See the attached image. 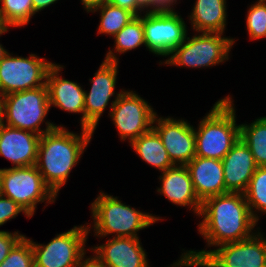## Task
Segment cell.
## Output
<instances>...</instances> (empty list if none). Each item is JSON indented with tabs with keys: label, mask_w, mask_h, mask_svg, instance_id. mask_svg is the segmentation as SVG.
I'll list each match as a JSON object with an SVG mask.
<instances>
[{
	"label": "cell",
	"mask_w": 266,
	"mask_h": 267,
	"mask_svg": "<svg viewBox=\"0 0 266 267\" xmlns=\"http://www.w3.org/2000/svg\"><path fill=\"white\" fill-rule=\"evenodd\" d=\"M198 217L203 218L198 232L208 248L248 239L258 231L244 193L227 192L207 198Z\"/></svg>",
	"instance_id": "1"
},
{
	"label": "cell",
	"mask_w": 266,
	"mask_h": 267,
	"mask_svg": "<svg viewBox=\"0 0 266 267\" xmlns=\"http://www.w3.org/2000/svg\"><path fill=\"white\" fill-rule=\"evenodd\" d=\"M93 135L86 128L81 127V133H76L58 126L40 137L36 167L57 196Z\"/></svg>",
	"instance_id": "2"
},
{
	"label": "cell",
	"mask_w": 266,
	"mask_h": 267,
	"mask_svg": "<svg viewBox=\"0 0 266 267\" xmlns=\"http://www.w3.org/2000/svg\"><path fill=\"white\" fill-rule=\"evenodd\" d=\"M118 199L101 191L91 203L93 222L91 221L92 225L87 223V226L89 230L92 228L95 237L101 239L112 235V237L139 238L140 230L163 220L155 214L137 210Z\"/></svg>",
	"instance_id": "3"
},
{
	"label": "cell",
	"mask_w": 266,
	"mask_h": 267,
	"mask_svg": "<svg viewBox=\"0 0 266 267\" xmlns=\"http://www.w3.org/2000/svg\"><path fill=\"white\" fill-rule=\"evenodd\" d=\"M228 95L217 100L194 127L196 157L222 160L240 139L234 100Z\"/></svg>",
	"instance_id": "4"
},
{
	"label": "cell",
	"mask_w": 266,
	"mask_h": 267,
	"mask_svg": "<svg viewBox=\"0 0 266 267\" xmlns=\"http://www.w3.org/2000/svg\"><path fill=\"white\" fill-rule=\"evenodd\" d=\"M250 238L210 250H184L168 267H266V238L259 230Z\"/></svg>",
	"instance_id": "5"
},
{
	"label": "cell",
	"mask_w": 266,
	"mask_h": 267,
	"mask_svg": "<svg viewBox=\"0 0 266 267\" xmlns=\"http://www.w3.org/2000/svg\"><path fill=\"white\" fill-rule=\"evenodd\" d=\"M50 109L47 86L14 92L3 96V124L42 136L63 126L46 121V127L41 129Z\"/></svg>",
	"instance_id": "6"
},
{
	"label": "cell",
	"mask_w": 266,
	"mask_h": 267,
	"mask_svg": "<svg viewBox=\"0 0 266 267\" xmlns=\"http://www.w3.org/2000/svg\"><path fill=\"white\" fill-rule=\"evenodd\" d=\"M235 41L221 33L196 32L192 37H188L187 33L184 42L166 60L160 61L159 65L195 69L213 67L229 60Z\"/></svg>",
	"instance_id": "7"
},
{
	"label": "cell",
	"mask_w": 266,
	"mask_h": 267,
	"mask_svg": "<svg viewBox=\"0 0 266 267\" xmlns=\"http://www.w3.org/2000/svg\"><path fill=\"white\" fill-rule=\"evenodd\" d=\"M2 195L11 198L32 217L38 203H55L57 195L45 183L36 165L1 169Z\"/></svg>",
	"instance_id": "8"
},
{
	"label": "cell",
	"mask_w": 266,
	"mask_h": 267,
	"mask_svg": "<svg viewBox=\"0 0 266 267\" xmlns=\"http://www.w3.org/2000/svg\"><path fill=\"white\" fill-rule=\"evenodd\" d=\"M74 226L66 232L56 234L47 244L31 241L34 267H76L86 257V242L91 233L88 226Z\"/></svg>",
	"instance_id": "9"
},
{
	"label": "cell",
	"mask_w": 266,
	"mask_h": 267,
	"mask_svg": "<svg viewBox=\"0 0 266 267\" xmlns=\"http://www.w3.org/2000/svg\"><path fill=\"white\" fill-rule=\"evenodd\" d=\"M110 105L108 115L121 141L128 140L130 144L153 128L157 112L135 91L124 90L116 100L111 101Z\"/></svg>",
	"instance_id": "10"
},
{
	"label": "cell",
	"mask_w": 266,
	"mask_h": 267,
	"mask_svg": "<svg viewBox=\"0 0 266 267\" xmlns=\"http://www.w3.org/2000/svg\"><path fill=\"white\" fill-rule=\"evenodd\" d=\"M12 55L7 52L0 61L1 96L46 86L47 73L53 62L31 53L26 58Z\"/></svg>",
	"instance_id": "11"
},
{
	"label": "cell",
	"mask_w": 266,
	"mask_h": 267,
	"mask_svg": "<svg viewBox=\"0 0 266 267\" xmlns=\"http://www.w3.org/2000/svg\"><path fill=\"white\" fill-rule=\"evenodd\" d=\"M145 47L156 56L168 57L184 42L186 22L178 12H144Z\"/></svg>",
	"instance_id": "12"
},
{
	"label": "cell",
	"mask_w": 266,
	"mask_h": 267,
	"mask_svg": "<svg viewBox=\"0 0 266 267\" xmlns=\"http://www.w3.org/2000/svg\"><path fill=\"white\" fill-rule=\"evenodd\" d=\"M119 62L102 61L94 77L90 78V91L85 90L84 113L85 128L95 132L100 118L109 105L111 97L116 100L124 91L115 93ZM116 94V95H115Z\"/></svg>",
	"instance_id": "13"
},
{
	"label": "cell",
	"mask_w": 266,
	"mask_h": 267,
	"mask_svg": "<svg viewBox=\"0 0 266 267\" xmlns=\"http://www.w3.org/2000/svg\"><path fill=\"white\" fill-rule=\"evenodd\" d=\"M153 129L157 132L174 165H187L196 156L195 131L188 120L156 114Z\"/></svg>",
	"instance_id": "14"
},
{
	"label": "cell",
	"mask_w": 266,
	"mask_h": 267,
	"mask_svg": "<svg viewBox=\"0 0 266 267\" xmlns=\"http://www.w3.org/2000/svg\"><path fill=\"white\" fill-rule=\"evenodd\" d=\"M139 239L111 237L105 244L88 249L103 267H150L147 252Z\"/></svg>",
	"instance_id": "15"
},
{
	"label": "cell",
	"mask_w": 266,
	"mask_h": 267,
	"mask_svg": "<svg viewBox=\"0 0 266 267\" xmlns=\"http://www.w3.org/2000/svg\"><path fill=\"white\" fill-rule=\"evenodd\" d=\"M64 66L54 63L48 70L46 86L50 107L59 108L65 112L81 114L80 125L85 128L84 96L85 89L74 81L59 75Z\"/></svg>",
	"instance_id": "16"
},
{
	"label": "cell",
	"mask_w": 266,
	"mask_h": 267,
	"mask_svg": "<svg viewBox=\"0 0 266 267\" xmlns=\"http://www.w3.org/2000/svg\"><path fill=\"white\" fill-rule=\"evenodd\" d=\"M40 135L2 124L0 156L11 161L13 168L36 165Z\"/></svg>",
	"instance_id": "17"
},
{
	"label": "cell",
	"mask_w": 266,
	"mask_h": 267,
	"mask_svg": "<svg viewBox=\"0 0 266 267\" xmlns=\"http://www.w3.org/2000/svg\"><path fill=\"white\" fill-rule=\"evenodd\" d=\"M161 174L158 178L161 185L157 188V193L174 205L188 206L194 215L199 216L202 202L195 193L188 168L185 165H174Z\"/></svg>",
	"instance_id": "18"
},
{
	"label": "cell",
	"mask_w": 266,
	"mask_h": 267,
	"mask_svg": "<svg viewBox=\"0 0 266 267\" xmlns=\"http://www.w3.org/2000/svg\"><path fill=\"white\" fill-rule=\"evenodd\" d=\"M222 163L226 190L244 193L258 167L249 147L239 139Z\"/></svg>",
	"instance_id": "19"
},
{
	"label": "cell",
	"mask_w": 266,
	"mask_h": 267,
	"mask_svg": "<svg viewBox=\"0 0 266 267\" xmlns=\"http://www.w3.org/2000/svg\"><path fill=\"white\" fill-rule=\"evenodd\" d=\"M186 167L189 170L198 199L227 193L222 160L196 157Z\"/></svg>",
	"instance_id": "20"
},
{
	"label": "cell",
	"mask_w": 266,
	"mask_h": 267,
	"mask_svg": "<svg viewBox=\"0 0 266 267\" xmlns=\"http://www.w3.org/2000/svg\"><path fill=\"white\" fill-rule=\"evenodd\" d=\"M226 4V0H196L188 16L192 30L223 34L228 16Z\"/></svg>",
	"instance_id": "21"
},
{
	"label": "cell",
	"mask_w": 266,
	"mask_h": 267,
	"mask_svg": "<svg viewBox=\"0 0 266 267\" xmlns=\"http://www.w3.org/2000/svg\"><path fill=\"white\" fill-rule=\"evenodd\" d=\"M130 146L142 161H145V163L158 169L160 172H164L174 166L161 138L153 128L132 141Z\"/></svg>",
	"instance_id": "22"
},
{
	"label": "cell",
	"mask_w": 266,
	"mask_h": 267,
	"mask_svg": "<svg viewBox=\"0 0 266 267\" xmlns=\"http://www.w3.org/2000/svg\"><path fill=\"white\" fill-rule=\"evenodd\" d=\"M113 38L114 49H109L105 54L104 60L106 61L119 62L117 57L119 54H124L143 45L145 46L143 14L133 18Z\"/></svg>",
	"instance_id": "23"
},
{
	"label": "cell",
	"mask_w": 266,
	"mask_h": 267,
	"mask_svg": "<svg viewBox=\"0 0 266 267\" xmlns=\"http://www.w3.org/2000/svg\"><path fill=\"white\" fill-rule=\"evenodd\" d=\"M240 140L250 149L258 167H266V116L240 124Z\"/></svg>",
	"instance_id": "24"
},
{
	"label": "cell",
	"mask_w": 266,
	"mask_h": 267,
	"mask_svg": "<svg viewBox=\"0 0 266 267\" xmlns=\"http://www.w3.org/2000/svg\"><path fill=\"white\" fill-rule=\"evenodd\" d=\"M100 13V24L98 26V34L112 36V38L133 18L136 17L131 11L115 6L110 2H106L101 7L91 11V13Z\"/></svg>",
	"instance_id": "25"
},
{
	"label": "cell",
	"mask_w": 266,
	"mask_h": 267,
	"mask_svg": "<svg viewBox=\"0 0 266 267\" xmlns=\"http://www.w3.org/2000/svg\"><path fill=\"white\" fill-rule=\"evenodd\" d=\"M0 4V25L4 28H21L35 15L32 0H0Z\"/></svg>",
	"instance_id": "26"
},
{
	"label": "cell",
	"mask_w": 266,
	"mask_h": 267,
	"mask_svg": "<svg viewBox=\"0 0 266 267\" xmlns=\"http://www.w3.org/2000/svg\"><path fill=\"white\" fill-rule=\"evenodd\" d=\"M244 196L252 216L258 222V213L266 214V167H257Z\"/></svg>",
	"instance_id": "27"
},
{
	"label": "cell",
	"mask_w": 266,
	"mask_h": 267,
	"mask_svg": "<svg viewBox=\"0 0 266 267\" xmlns=\"http://www.w3.org/2000/svg\"><path fill=\"white\" fill-rule=\"evenodd\" d=\"M246 14V29L249 40L266 38V0H257L251 4Z\"/></svg>",
	"instance_id": "28"
},
{
	"label": "cell",
	"mask_w": 266,
	"mask_h": 267,
	"mask_svg": "<svg viewBox=\"0 0 266 267\" xmlns=\"http://www.w3.org/2000/svg\"><path fill=\"white\" fill-rule=\"evenodd\" d=\"M0 267H34L31 241L25 235L14 245Z\"/></svg>",
	"instance_id": "29"
},
{
	"label": "cell",
	"mask_w": 266,
	"mask_h": 267,
	"mask_svg": "<svg viewBox=\"0 0 266 267\" xmlns=\"http://www.w3.org/2000/svg\"><path fill=\"white\" fill-rule=\"evenodd\" d=\"M23 213L27 218H31L26 211L20 207L11 198L0 196V226L4 225L10 219L16 218L17 215ZM1 231V230H0Z\"/></svg>",
	"instance_id": "30"
},
{
	"label": "cell",
	"mask_w": 266,
	"mask_h": 267,
	"mask_svg": "<svg viewBox=\"0 0 266 267\" xmlns=\"http://www.w3.org/2000/svg\"><path fill=\"white\" fill-rule=\"evenodd\" d=\"M23 236L18 231L12 233L4 230L0 231V264Z\"/></svg>",
	"instance_id": "31"
},
{
	"label": "cell",
	"mask_w": 266,
	"mask_h": 267,
	"mask_svg": "<svg viewBox=\"0 0 266 267\" xmlns=\"http://www.w3.org/2000/svg\"><path fill=\"white\" fill-rule=\"evenodd\" d=\"M111 4L115 6H119L121 8H125L136 16H140L144 12H146L139 4L137 0H108ZM142 12V13H141Z\"/></svg>",
	"instance_id": "32"
},
{
	"label": "cell",
	"mask_w": 266,
	"mask_h": 267,
	"mask_svg": "<svg viewBox=\"0 0 266 267\" xmlns=\"http://www.w3.org/2000/svg\"><path fill=\"white\" fill-rule=\"evenodd\" d=\"M177 0H153V7L148 12H176L173 6Z\"/></svg>",
	"instance_id": "33"
},
{
	"label": "cell",
	"mask_w": 266,
	"mask_h": 267,
	"mask_svg": "<svg viewBox=\"0 0 266 267\" xmlns=\"http://www.w3.org/2000/svg\"><path fill=\"white\" fill-rule=\"evenodd\" d=\"M106 2H108V0H81V4H83L86 13H90L94 9L101 7Z\"/></svg>",
	"instance_id": "34"
},
{
	"label": "cell",
	"mask_w": 266,
	"mask_h": 267,
	"mask_svg": "<svg viewBox=\"0 0 266 267\" xmlns=\"http://www.w3.org/2000/svg\"><path fill=\"white\" fill-rule=\"evenodd\" d=\"M59 0H32L34 13H38L41 10L43 11L45 8L51 6Z\"/></svg>",
	"instance_id": "35"
},
{
	"label": "cell",
	"mask_w": 266,
	"mask_h": 267,
	"mask_svg": "<svg viewBox=\"0 0 266 267\" xmlns=\"http://www.w3.org/2000/svg\"><path fill=\"white\" fill-rule=\"evenodd\" d=\"M76 267H103L93 256L84 258Z\"/></svg>",
	"instance_id": "36"
},
{
	"label": "cell",
	"mask_w": 266,
	"mask_h": 267,
	"mask_svg": "<svg viewBox=\"0 0 266 267\" xmlns=\"http://www.w3.org/2000/svg\"><path fill=\"white\" fill-rule=\"evenodd\" d=\"M10 28H4V27H1L0 28V36L7 33ZM8 52L7 49H5V47L0 43V61L2 60V58L6 55V53Z\"/></svg>",
	"instance_id": "37"
},
{
	"label": "cell",
	"mask_w": 266,
	"mask_h": 267,
	"mask_svg": "<svg viewBox=\"0 0 266 267\" xmlns=\"http://www.w3.org/2000/svg\"><path fill=\"white\" fill-rule=\"evenodd\" d=\"M138 4L148 12L153 7V0H137Z\"/></svg>",
	"instance_id": "38"
},
{
	"label": "cell",
	"mask_w": 266,
	"mask_h": 267,
	"mask_svg": "<svg viewBox=\"0 0 266 267\" xmlns=\"http://www.w3.org/2000/svg\"><path fill=\"white\" fill-rule=\"evenodd\" d=\"M3 124V96L0 95V126Z\"/></svg>",
	"instance_id": "39"
},
{
	"label": "cell",
	"mask_w": 266,
	"mask_h": 267,
	"mask_svg": "<svg viewBox=\"0 0 266 267\" xmlns=\"http://www.w3.org/2000/svg\"><path fill=\"white\" fill-rule=\"evenodd\" d=\"M1 169L2 168H0V196L2 195V189H1Z\"/></svg>",
	"instance_id": "40"
}]
</instances>
